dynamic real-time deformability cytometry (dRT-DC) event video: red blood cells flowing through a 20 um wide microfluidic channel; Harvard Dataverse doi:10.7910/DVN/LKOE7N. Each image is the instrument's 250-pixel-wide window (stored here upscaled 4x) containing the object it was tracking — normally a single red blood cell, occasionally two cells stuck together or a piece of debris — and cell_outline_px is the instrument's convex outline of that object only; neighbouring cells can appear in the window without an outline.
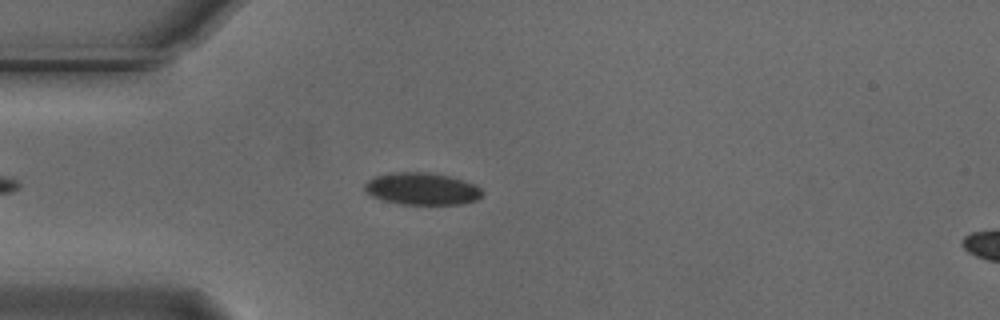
{"species": "Egyptian fruit bat (a non-hibernating species)", "species_latin": "Rousettus aegyptiacus", "temperature_condition": "cold", "stored_images_in_passage": 49, "camera_frame_rate_fps": 3000, "um_per_image_px": 0.085, "animal": {"sex": "male"}, "frame": {"image": 1, "passage_image": 9, "time_ms": 2.667, "image_size_px": [1000, 320], "cell_outline_px": [[484, 192], [476, 200], [460, 204], [400, 204], [384, 200], [372, 196], [364, 188], [364, 184], [368, 180], [376, 176], [396, 172], [428, 172], [448, 176], [476, 184]], "centroid_in_image_um": [35.88, 16.04], "position_along_channel_um": 49.1, "area_um2": 21.85}}
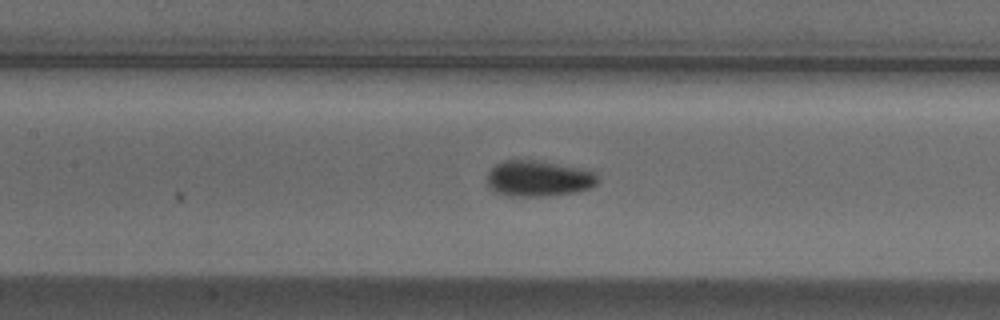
{"frame": {"image": 2, "passage_image": 19, "time_ms": 6.0, "image_size_px": [1000, 320], "cell_outline_px": [[600, 180], [596, 184], [588, 188], [576, 192], [548, 196], [512, 196], [492, 192], [488, 184], [488, 172], [496, 164], [504, 160], [536, 160], [596, 172]], "centroid_in_image_um": [45.75, 15.18], "position_along_channel_um": 161.6, "area_um2": 23.06}}
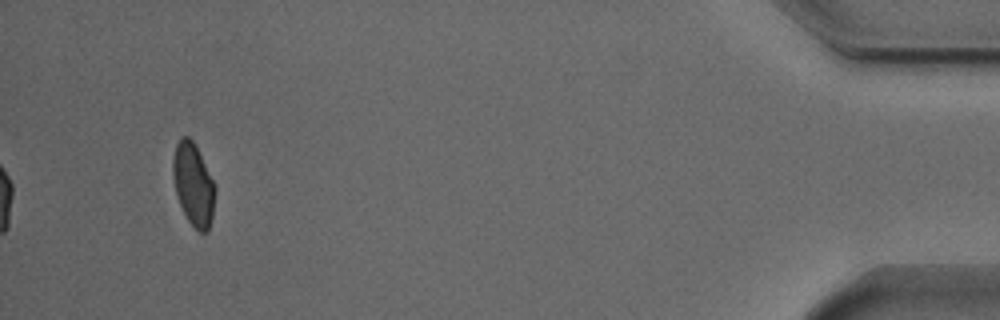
{"frame": {"image": 3, "passage_image": 46, "time_ms": 15.0, "image_size_px": [1000, 320], "cell_outline_px": [[216, 192], [212, 216], [208, 232], [200, 232], [188, 220], [176, 196], [172, 176], [172, 160], [176, 144], [180, 136], [188, 136], [192, 140], [216, 188]], "centroid_in_image_um": [16.41, 15.68], "position_along_channel_um": 418.8, "area_um2": 20.06}, "authors_computed_cell_mechanics": {"area_um2": 21.7328, "velocity_mm_per_s": 3.7304, "shape_relaxation_time_tau1_ms": 3.635, "shape_relaxation_time_tau2_ms": null, "deformation_change_tau1": 0.0918, "deformation_change_tau2": null}}